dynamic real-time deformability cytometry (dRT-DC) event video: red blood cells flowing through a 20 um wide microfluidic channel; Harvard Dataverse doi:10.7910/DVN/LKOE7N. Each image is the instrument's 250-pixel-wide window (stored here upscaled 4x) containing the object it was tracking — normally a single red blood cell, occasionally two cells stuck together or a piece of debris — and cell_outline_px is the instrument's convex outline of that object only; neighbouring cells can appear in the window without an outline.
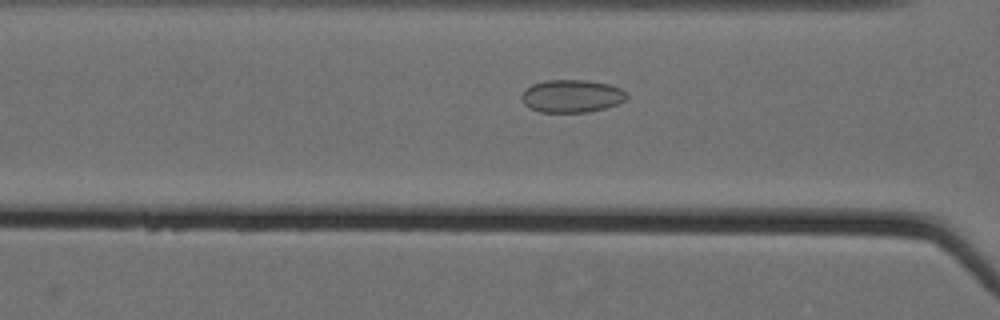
{"species": "Egyptian fruit bat (a non-hibernating species)", "species_latin": "Rousettus aegyptiacus", "temperature_condition": "cold", "stored_images_in_passage": 55, "camera_frame_rate_fps": 3000, "um_per_image_px": 0.085, "animal": {"sex": "female"}, "frame": {"image": 1, "passage_image": 24, "time_ms": 7.667, "image_size_px": [1000, 320], "cell_outline_px": [[628, 96], [624, 100], [616, 104], [604, 108], [588, 112], [540, 112], [524, 104], [520, 96], [532, 84], [544, 80], [588, 80], [608, 84], [620, 88]], "centroid_in_image_um": [48.58, 8.16], "position_along_channel_um": 118.0, "area_um2": 19.88}}
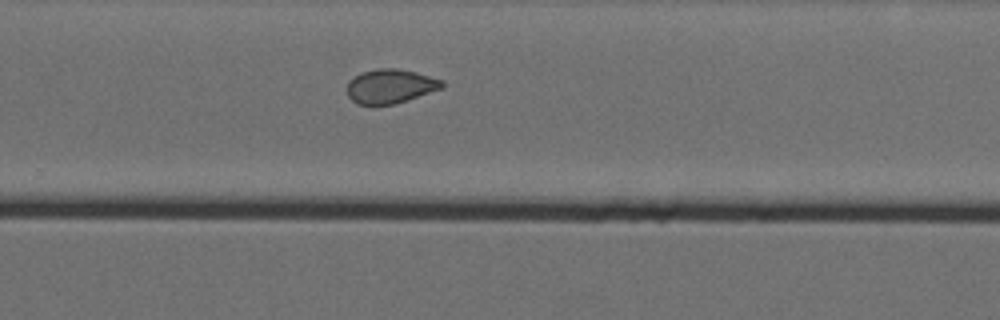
{"frame": {"image": 2, "passage_image": 39, "time_ms": 12.667, "image_size_px": [1000, 320], "cell_outline_px": [[444, 88], [392, 104], [356, 104], [348, 96], [348, 80], [360, 72], [376, 68], [396, 68], [416, 72], [444, 80]], "centroid_in_image_um": [33.18, 7.3], "position_along_channel_um": 296.6, "area_um2": 18.9}}
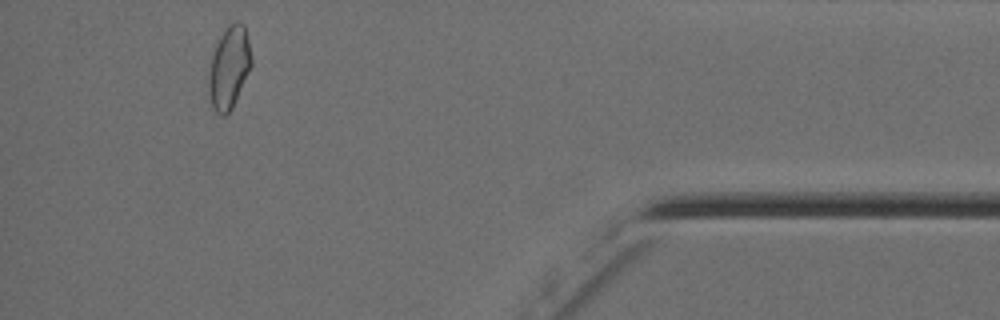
{"frame": {"image": 3, "passage_image": 52, "time_ms": 17.0, "image_size_px": [1000, 320], "cell_outline_px": [[252, 64], [232, 108], [224, 116], [220, 116], [212, 108], [208, 92], [208, 76], [212, 56], [216, 44], [220, 36], [228, 24], [236, 20], [240, 20], [244, 24], [248, 36], [252, 56]], "centroid_in_image_um": [19.47, 5.71], "position_along_channel_um": 415.7, "area_um2": 20.69}, "authors_computed_cell_mechanics": {"area_um2": 20.23, "velocity_mm_per_s": 3.5728, "shape_relaxation_time_tau1_ms": null, "shape_relaxation_time_tau2_ms": 1.7567, "deformation_change_tau1": null, "deformation_change_tau2": 0.0567}}